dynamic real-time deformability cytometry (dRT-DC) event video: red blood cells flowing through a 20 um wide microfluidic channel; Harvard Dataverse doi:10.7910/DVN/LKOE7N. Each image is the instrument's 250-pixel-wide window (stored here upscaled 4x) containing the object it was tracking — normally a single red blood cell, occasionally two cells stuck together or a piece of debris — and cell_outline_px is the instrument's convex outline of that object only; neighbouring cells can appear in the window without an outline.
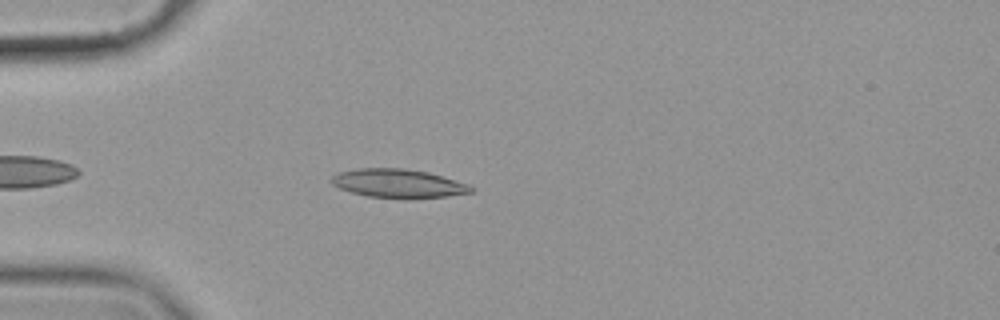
{"species": "common noctule bat (a hibernating species)", "species_latin": "Nyctalus noctula", "temperature_condition": "cold", "stored_images_in_passage": 47, "camera_frame_rate_fps": 3000, "um_per_image_px": 0.085, "animal": {"sex": "female", "body_mass_g": 19.9}, "frame": {"image": 1, "passage_image": 6, "time_ms": 1.667, "image_size_px": [1000, 320], "cell_outline_px": [[476, 188], [472, 192], [448, 196], [368, 196], [352, 192], [340, 188], [332, 184], [332, 176], [340, 172], [356, 168], [404, 168], [428, 172], [468, 184]], "centroid_in_image_um": [33.85, 15.55], "position_along_channel_um": 51.2, "area_um2": 22.43}}
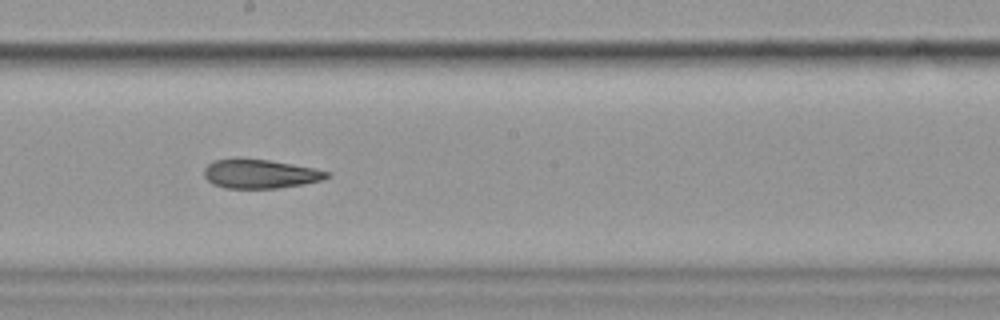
{"frame": {"image": 2, "passage_image": 22, "time_ms": 7.0, "image_size_px": [1000, 320], "cell_outline_px": [[332, 176], [324, 180], [304, 184], [276, 188], [224, 188], [212, 184], [204, 176], [204, 168], [212, 160], [236, 156], [268, 160], [316, 168], [332, 172]], "centroid_in_image_um": [22.11, 14.75], "position_along_channel_um": 226.1, "area_um2": 21.44}}
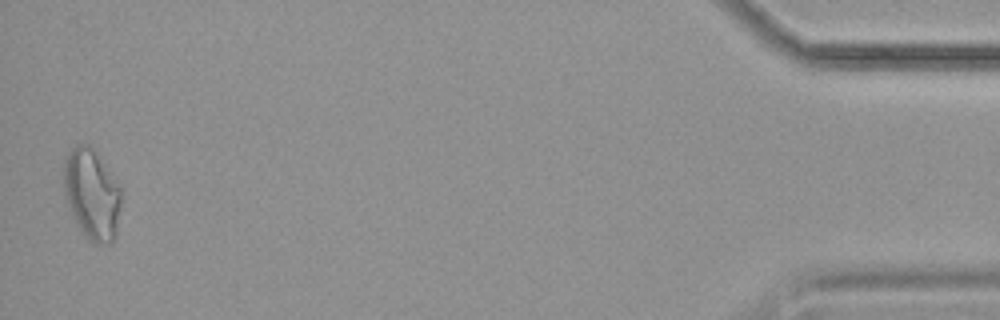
{"frame": {"image": 3, "passage_image": 46, "time_ms": 15.0, "image_size_px": [1000, 320], "cell_outline_px": [[120, 204], [116, 236], [108, 244], [96, 244], [88, 240], [84, 236], [64, 196], [64, 160], [68, 152], [76, 144], [88, 144], [120, 184]], "centroid_in_image_um": [7.8, 16.52], "position_along_channel_um": 427.4, "area_um2": 30.0}, "authors_computed_cell_mechanics": {"area_um2": 22.3108, "velocity_mm_per_s": 3.5487, "shape_relaxation_time_tau1_ms": 7.6733, "shape_relaxation_time_tau2_ms": 6.5729, "deformation_change_tau1": 0.1563, "deformation_change_tau2": 0.1522}}